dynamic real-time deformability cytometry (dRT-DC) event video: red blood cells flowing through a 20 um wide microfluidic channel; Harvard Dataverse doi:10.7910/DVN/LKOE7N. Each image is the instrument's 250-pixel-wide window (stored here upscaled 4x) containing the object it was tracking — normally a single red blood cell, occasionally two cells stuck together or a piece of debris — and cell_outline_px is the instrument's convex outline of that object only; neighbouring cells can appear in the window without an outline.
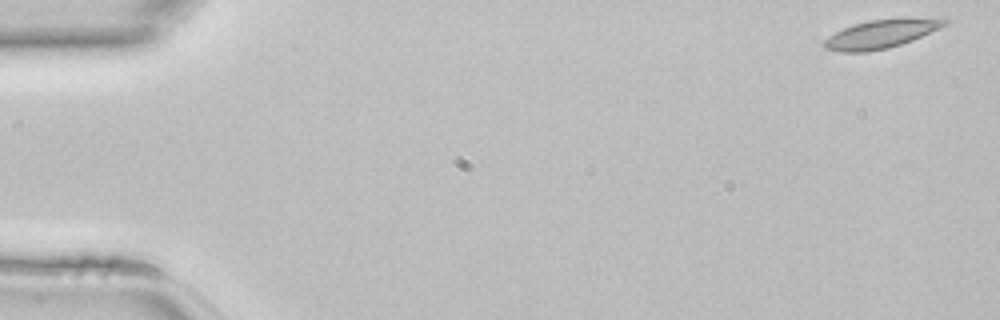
{"species": "common noctule bat (a hibernating species)", "species_latin": "Nyctalus noctula", "temperature_condition": "room temperature", "stored_images_in_passage": 45, "camera_frame_rate_fps": 3000, "um_per_image_px": 0.085, "animal": {"sex": "female", "body_mass_g": 22.7, "forearm_length_mm": 54.2}, "frame": {"image": 1, "passage_image": 1, "time_ms": 0.0, "image_size_px": [1000, 320], "cell_outline_px": [[948, 24], [940, 28], [912, 40], [888, 48], [868, 52], [840, 52], [824, 48], [820, 44], [824, 40], [836, 32], [844, 28], [868, 20], [900, 16], [908, 16], [948, 20]], "centroid_in_image_um": [74.9, 2.86], "position_along_channel_um": 10.1, "area_um2": 20.35}}
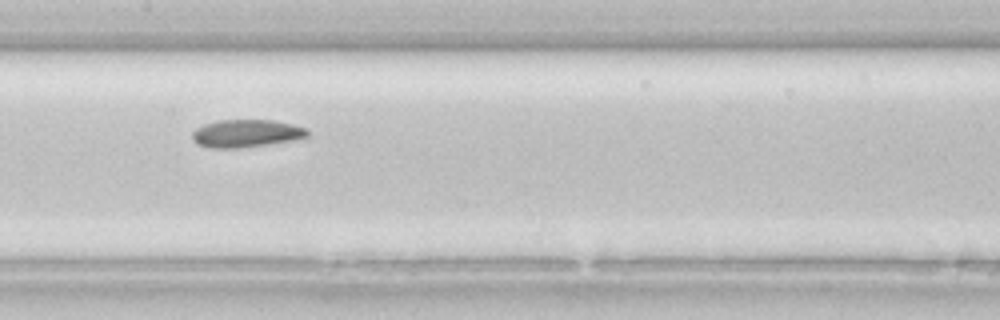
{"frame": {"image": 2, "passage_image": 22, "time_ms": 7.0, "image_size_px": [1000, 320], "cell_outline_px": [[308, 136], [296, 140], [240, 148], [208, 148], [196, 144], [192, 140], [192, 132], [196, 128], [204, 124], [220, 120], [276, 120], [308, 128]], "centroid_in_image_um": [20.93, 11.34], "position_along_channel_um": 186.5, "area_um2": 18.84}}
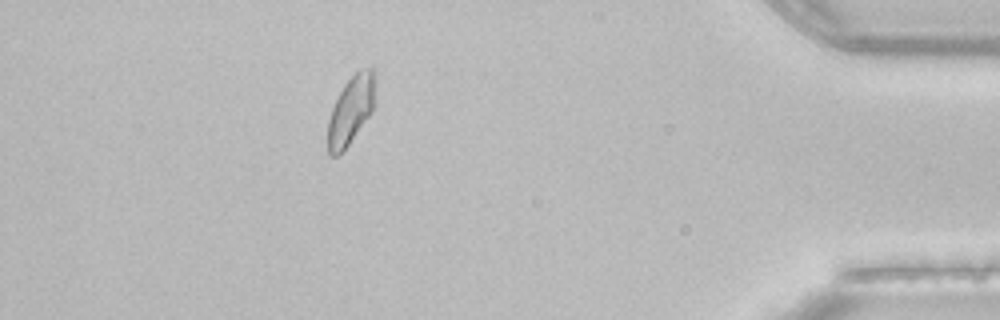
{"frame": {"image": 3, "passage_image": 40, "time_ms": 13.0, "image_size_px": [1000, 320], "cell_outline_px": [[376, 76], [372, 112], [348, 144], [336, 156], [328, 156], [328, 120], [332, 108], [344, 84], [360, 68], [372, 68], [376, 72]], "centroid_in_image_um": [29.83, 9.32], "position_along_channel_um": 405.4, "area_um2": 18.61}}